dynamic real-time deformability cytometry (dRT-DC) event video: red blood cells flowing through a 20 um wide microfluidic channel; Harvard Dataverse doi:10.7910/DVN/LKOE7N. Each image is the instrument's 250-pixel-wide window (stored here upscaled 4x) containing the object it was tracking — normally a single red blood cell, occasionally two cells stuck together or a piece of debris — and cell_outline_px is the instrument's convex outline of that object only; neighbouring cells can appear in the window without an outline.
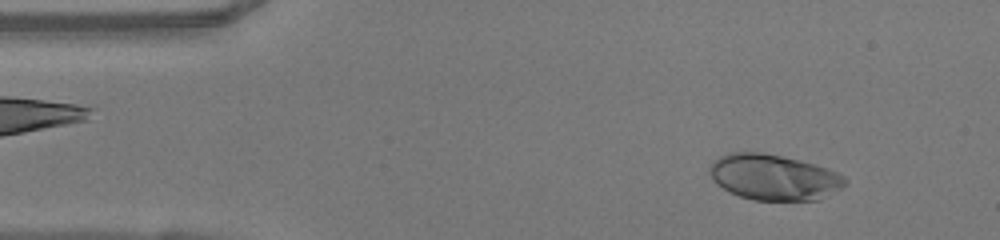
{"species": "human", "species_latin": "Homo sapiens", "temperature_condition": "warm", "stored_images_in_passage": 48, "camera_frame_rate_fps": 3000, "um_per_image_px": 0.085, "donor": {"sex": "female"}, "frame": {"image": 1, "passage_image": 4, "time_ms": 1.0, "image_size_px": [1000, 240], "cell_outline_px": [[848, 184], [820, 200], [752, 200], [728, 192], [716, 184], [712, 180], [708, 172], [708, 168], [720, 156], [728, 152], [764, 152], [800, 160], [828, 168], [844, 176], [848, 180]], "centroid_in_image_um": [65.77, 15.06], "position_along_channel_um": 19.2, "area_um2": 36.47}}
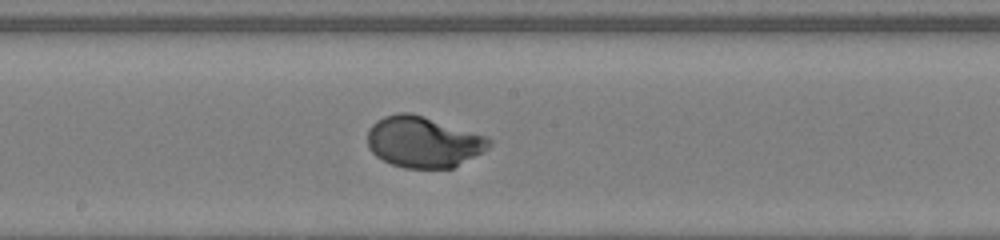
{"frame": {"image": 2, "passage_image": 24, "time_ms": 7.667, "image_size_px": [1000, 240], "cell_outline_px": [[492, 144], [484, 152], [452, 168], [404, 168], [392, 164], [376, 156], [368, 148], [368, 128], [376, 120], [384, 116], [396, 112], [408, 112], [424, 116], [484, 136], [492, 140]], "centroid_in_image_um": [35.96, 12.06], "position_along_channel_um": 212.2, "area_um2": 36.13}}
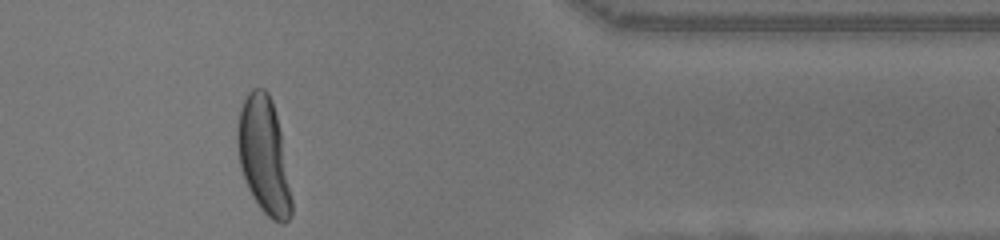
{"frame": {"image": 3, "passage_image": 39, "time_ms": 12.667, "image_size_px": [1000, 240], "cell_outline_px": [[292, 216], [284, 224], [280, 224], [272, 220], [260, 208], [252, 196], [248, 188], [240, 164], [236, 144], [236, 128], [240, 108], [248, 92], [252, 88], [264, 88], [268, 92], [272, 100], [280, 132], [292, 200]], "centroid_in_image_um": [22.41, 13.24], "position_along_channel_um": 389.0, "area_um2": 36.53}, "authors_computed_cell_mechanics": {"area_um2": 36.2406, "velocity_mm_per_s": 4.0655, "shape_relaxation_time_tau1_ms": 2.1455, "shape_relaxation_time_tau2_ms": null, "deformation_change_tau1": 0.1987, "deformation_change_tau2": null}}